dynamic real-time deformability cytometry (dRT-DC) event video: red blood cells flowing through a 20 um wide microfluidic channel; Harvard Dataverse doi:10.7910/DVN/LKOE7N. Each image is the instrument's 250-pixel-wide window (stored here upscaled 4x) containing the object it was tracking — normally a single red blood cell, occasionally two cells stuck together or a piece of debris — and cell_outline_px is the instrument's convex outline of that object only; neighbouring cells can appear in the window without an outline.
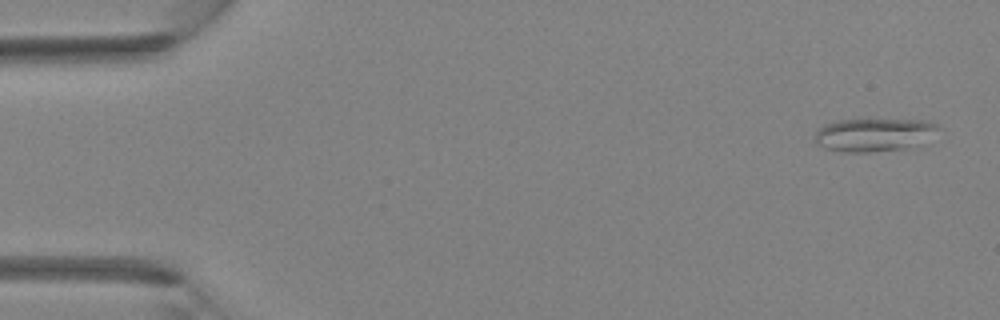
{"species": "Egyptian fruit bat (a non-hibernating species)", "species_latin": "Rousettus aegyptiacus", "temperature_condition": "room temperature", "stored_images_in_passage": 5, "camera_frame_rate_fps": 3000, "um_per_image_px": 0.085, "animal": {"sex": "female"}, "frame": {"image": 1, "passage_image": 1, "time_ms": 0.0, "image_size_px": [1000, 320], "cell_outline_px": [[940, 128], [908, 148], [868, 152], [844, 152], [828, 148], [816, 144], [816, 128], [824, 124], [836, 120], [920, 120], [936, 124]], "centroid_in_image_um": [74.17, 11.45], "position_along_channel_um": 10.8, "area_um2": 23.18}}